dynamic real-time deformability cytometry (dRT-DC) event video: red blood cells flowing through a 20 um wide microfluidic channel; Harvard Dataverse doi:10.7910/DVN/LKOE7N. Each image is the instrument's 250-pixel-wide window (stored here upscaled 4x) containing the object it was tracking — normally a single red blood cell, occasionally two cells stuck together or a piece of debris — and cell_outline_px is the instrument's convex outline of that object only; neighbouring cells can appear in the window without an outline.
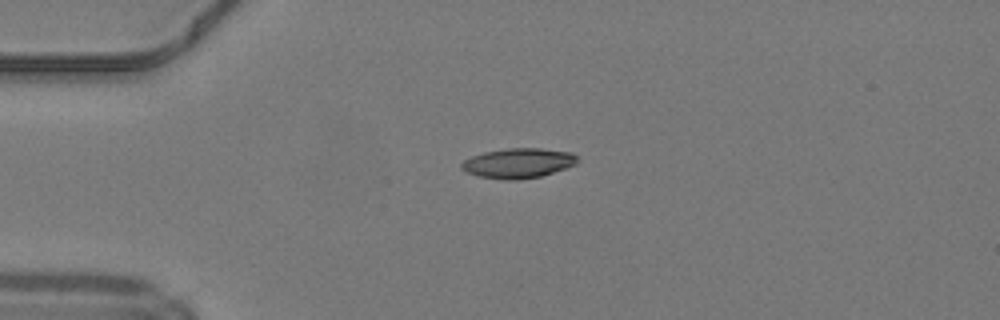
{"species": "common noctule bat (a hibernating species)", "species_latin": "Nyctalus noctula", "temperature_condition": "warm", "stored_images_in_passage": 35, "camera_frame_rate_fps": 3000, "um_per_image_px": 0.085, "animal": {"sex": "male", "body_mass_g": 19.2, "forearm_length_mm": 51.8}, "frame": {"image": 1, "passage_image": 1, "time_ms": 0.0, "image_size_px": [1000, 320], "cell_outline_px": [[580, 160], [576, 164], [540, 176], [516, 180], [504, 180], [480, 176], [468, 172], [460, 168], [460, 164], [464, 160], [472, 156], [484, 152], [508, 148], [540, 148], [572, 152]], "centroid_in_image_um": [44.05, 13.86], "position_along_channel_um": 40.9, "area_um2": 20.06}}
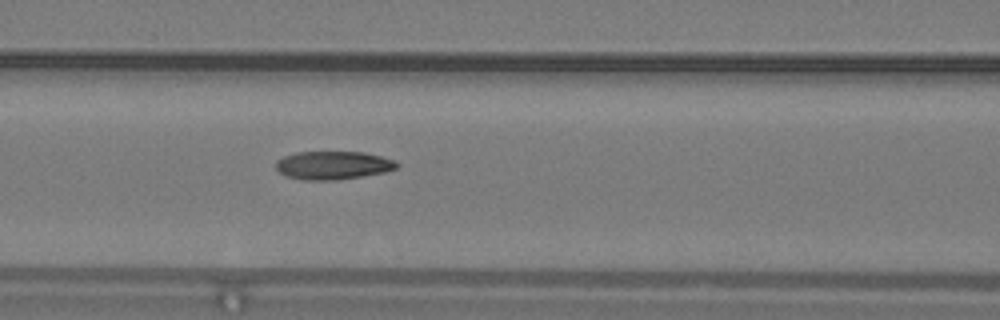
{"frame": {"image": 2, "passage_image": 10, "time_ms": 3.0, "image_size_px": [1000, 320], "cell_outline_px": [[400, 164], [396, 168], [384, 172], [336, 180], [304, 180], [288, 176], [280, 172], [276, 168], [276, 160], [284, 156], [296, 152], [364, 152], [380, 156], [392, 160]], "centroid_in_image_um": [28.28, 14.04], "position_along_channel_um": 138.3, "area_um2": 19.71}}
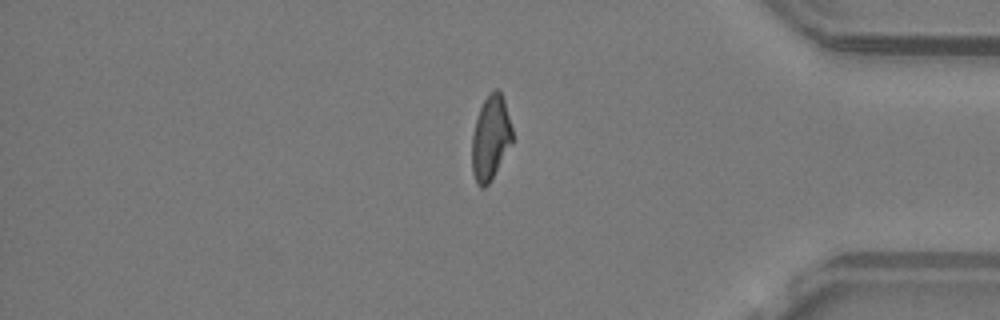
{"frame": {"image": 3, "passage_image": 30, "time_ms": 9.667, "image_size_px": [1000, 320], "cell_outline_px": [[512, 144], [488, 184], [484, 188], [480, 188], [476, 184], [472, 172], [472, 136], [476, 120], [480, 108], [484, 100], [496, 88], [500, 92], [504, 100], [512, 128]], "centroid_in_image_um": [41.69, 11.76], "position_along_channel_um": 393.5, "area_um2": 19.65}, "authors_computed_cell_mechanics": {"area_um2": 20.23, "velocity_mm_per_s": 4.2345, "shape_relaxation_time_tau1_ms": 3.6219, "shape_relaxation_time_tau2_ms": 4.1188, "deformation_change_tau1": 0.1897, "deformation_change_tau2": 0.0907}}